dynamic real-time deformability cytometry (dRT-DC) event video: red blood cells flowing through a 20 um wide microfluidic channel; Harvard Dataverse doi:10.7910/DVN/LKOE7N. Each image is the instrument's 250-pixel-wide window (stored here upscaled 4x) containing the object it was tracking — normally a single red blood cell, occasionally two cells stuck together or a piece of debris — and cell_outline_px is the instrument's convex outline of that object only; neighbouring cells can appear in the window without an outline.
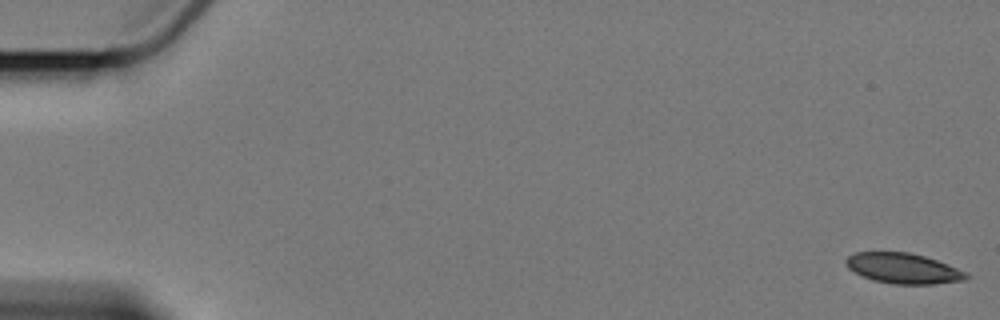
{"species": "Egyptian fruit bat (a non-hibernating species)", "species_latin": "Rousettus aegyptiacus", "temperature_condition": "cold", "stored_images_in_passage": 3, "camera_frame_rate_fps": 3000, "um_per_image_px": 0.085, "animal": {"sex": "female"}, "frame": {"image": 1, "passage_image": 1, "time_ms": 0.0, "image_size_px": [1000, 320], "cell_outline_px": [[972, 276], [964, 280], [932, 284], [892, 284], [872, 280], [848, 268], [844, 264], [844, 260], [848, 256], [856, 252], [908, 252], [924, 256], [948, 264], [968, 272]], "centroid_in_image_um": [76.79, 22.81], "position_along_channel_um": 8.2, "area_um2": 21.39}}